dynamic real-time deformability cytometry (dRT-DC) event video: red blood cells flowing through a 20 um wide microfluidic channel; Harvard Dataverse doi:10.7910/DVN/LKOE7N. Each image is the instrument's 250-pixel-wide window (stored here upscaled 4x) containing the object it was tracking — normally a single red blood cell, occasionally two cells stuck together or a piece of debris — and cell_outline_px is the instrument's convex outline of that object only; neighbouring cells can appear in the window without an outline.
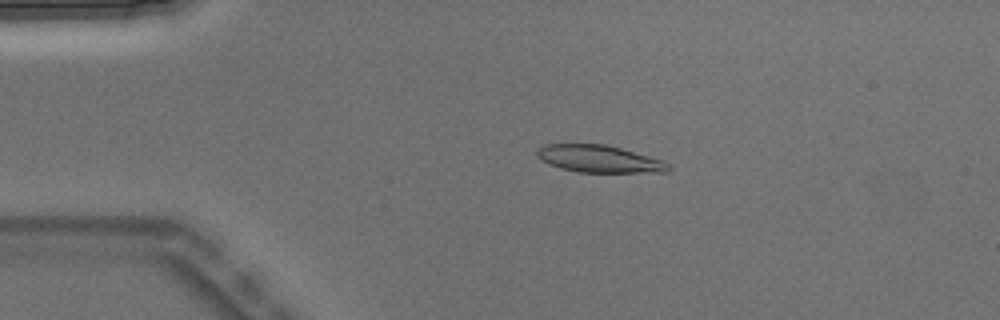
{"species": "Egyptian fruit bat (a non-hibernating species)", "species_latin": "Rousettus aegyptiacus", "temperature_condition": "warm", "stored_images_in_passage": 4, "camera_frame_rate_fps": 3000, "um_per_image_px": 0.085, "animal": {"sex": "male"}, "frame": {"image": 1, "passage_image": 3, "time_ms": 0.667, "image_size_px": [1000, 320], "cell_outline_px": [[672, 168], [668, 172], [580, 172], [560, 168], [548, 164], [540, 160], [536, 156], [536, 152], [544, 144], [604, 144], [620, 148], [664, 160]], "centroid_in_image_um": [50.93, 13.51], "position_along_channel_um": 34.1, "area_um2": 20.87}}
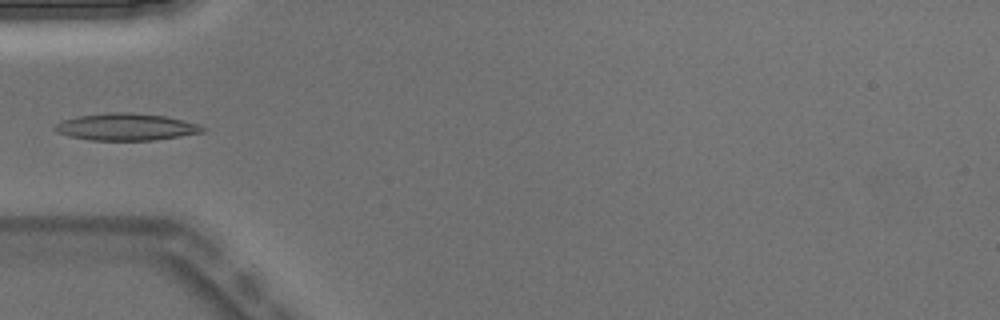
{"frame": {"image": 2, "passage_image": 4, "time_ms": 1.0, "image_size_px": [1000, 320], "cell_outline_px": [[204, 132], [180, 136], [152, 140], [92, 140], [72, 136], [56, 132], [52, 128], [56, 124], [64, 120], [80, 116], [108, 112], [132, 112], [164, 116], [196, 124], [204, 128]], "centroid_in_image_um": [10.69, 10.78], "position_along_channel_um": 74.3, "area_um2": 22.83}}